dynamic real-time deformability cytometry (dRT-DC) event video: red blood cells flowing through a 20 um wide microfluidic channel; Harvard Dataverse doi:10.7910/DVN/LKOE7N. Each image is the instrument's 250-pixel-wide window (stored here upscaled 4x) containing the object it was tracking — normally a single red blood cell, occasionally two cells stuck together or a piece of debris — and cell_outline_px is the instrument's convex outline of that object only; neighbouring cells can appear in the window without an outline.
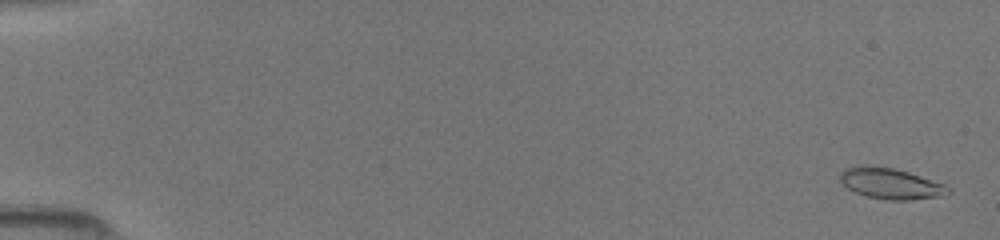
{"species": "common noctule bat (a hibernating species)", "species_latin": "Nyctalus noctula", "temperature_condition": "room temperature", "stored_images_in_passage": 50, "camera_frame_rate_fps": 3000, "um_per_image_px": 0.085, "animal": {"sex": "female", "body_mass_g": 19.5, "forearm_length_mm": 54.1}, "frame": {"image": 1, "passage_image": 2, "time_ms": 0.333, "image_size_px": [1000, 240], "cell_outline_px": [[952, 192], [940, 196], [912, 200], [888, 200], [868, 196], [856, 192], [848, 188], [840, 180], [840, 172], [844, 168], [892, 168], [908, 172], [944, 184], [952, 188]], "centroid_in_image_um": [75.79, 15.65], "position_along_channel_um": 9.2, "area_um2": 18.73}}
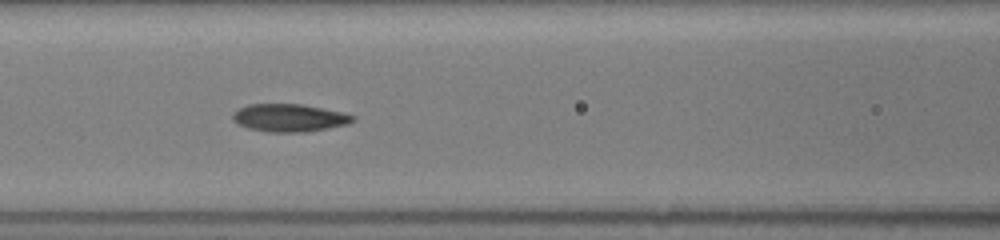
{"frame": {"image": 2, "passage_image": 23, "time_ms": 7.333, "image_size_px": [1000, 240], "cell_outline_px": [[356, 120], [348, 124], [308, 132], [268, 132], [248, 128], [236, 124], [232, 120], [232, 112], [248, 104], [300, 104], [344, 112], [356, 116]], "centroid_in_image_um": [24.59, 10.02], "position_along_channel_um": 142.0, "area_um2": 19.65}}
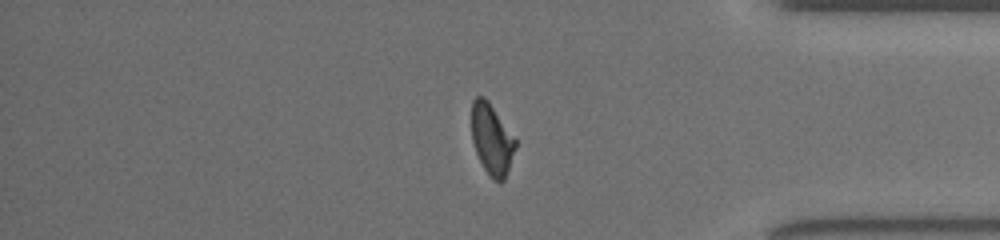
{"frame": {"image": 3, "passage_image": 42, "time_ms": 13.667, "image_size_px": [1000, 240], "cell_outline_px": [[516, 148], [504, 180], [500, 184], [492, 180], [484, 168], [476, 152], [472, 140], [472, 100], [476, 96], [484, 96], [488, 100], [516, 140]], "centroid_in_image_um": [41.8, 11.86], "position_along_channel_um": 393.4, "area_um2": 18.03}}